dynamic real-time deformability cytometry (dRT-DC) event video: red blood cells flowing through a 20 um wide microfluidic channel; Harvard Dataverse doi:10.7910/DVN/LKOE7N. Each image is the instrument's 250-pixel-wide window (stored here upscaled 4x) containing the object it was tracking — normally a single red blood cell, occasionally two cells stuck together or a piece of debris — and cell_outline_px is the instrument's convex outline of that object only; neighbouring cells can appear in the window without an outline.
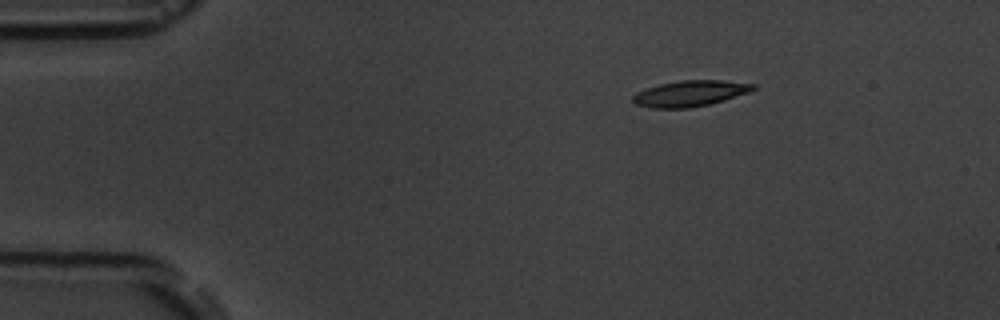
{"species": "common noctule bat (a hibernating species)", "species_latin": "Nyctalus noctula", "temperature_condition": "room temperature", "stored_images_in_passage": 3, "camera_frame_rate_fps": 3000, "um_per_image_px": 0.085, "animal": {"sex": "male", "body_mass_g": 19.5, "forearm_length_mm": 54.6}, "frame": {"image": 1, "passage_image": 1, "time_ms": 0.0, "image_size_px": [1000, 320], "cell_outline_px": [[756, 88], [748, 92], [724, 100], [708, 104], [688, 108], [652, 108], [636, 104], [632, 100], [632, 96], [636, 92], [660, 84], [680, 80], [720, 80], [756, 84]], "centroid_in_image_um": [58.64, 7.94], "position_along_channel_um": 26.4, "area_um2": 17.98}}